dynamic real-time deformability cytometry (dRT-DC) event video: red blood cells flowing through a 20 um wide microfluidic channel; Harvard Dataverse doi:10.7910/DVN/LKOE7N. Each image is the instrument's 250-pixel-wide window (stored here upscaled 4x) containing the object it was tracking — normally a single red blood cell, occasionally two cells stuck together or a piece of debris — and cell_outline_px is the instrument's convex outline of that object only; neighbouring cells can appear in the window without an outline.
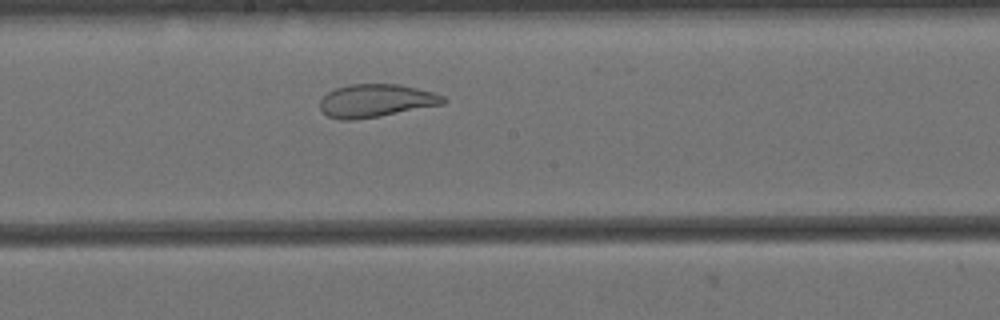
{"species": "Egyptian fruit bat (a non-hibernating species)", "species_latin": "Rousettus aegyptiacus", "temperature_condition": "cold", "stored_images_in_passage": 28, "camera_frame_rate_fps": 3000, "um_per_image_px": 0.085, "animal": {"sex": "female"}, "frame": {"image": 1, "passage_image": 20, "time_ms": 6.333, "image_size_px": [1000, 320], "cell_outline_px": [[448, 100], [444, 104], [380, 116], [352, 120], [340, 120], [328, 116], [320, 108], [320, 100], [328, 92], [336, 88], [348, 84], [400, 84], [432, 92], [444, 96]], "centroid_in_image_um": [31.97, 8.56], "position_along_channel_um": 216.2, "area_um2": 23.7}}
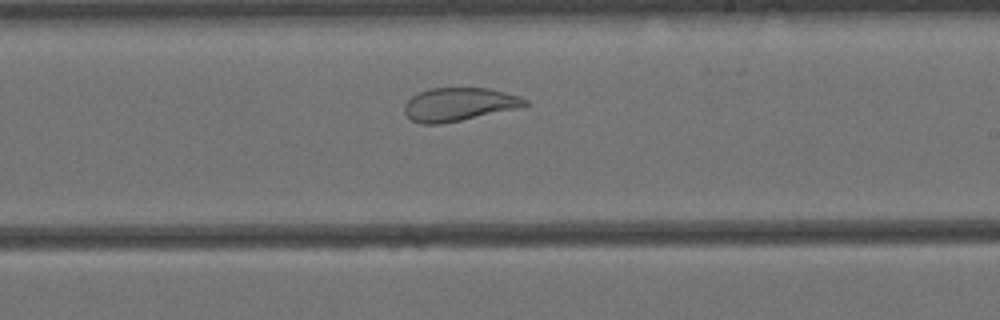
{"frame": {"image": 2, "passage_image": 23, "time_ms": 7.333, "image_size_px": [1000, 320], "cell_outline_px": [[528, 104], [520, 108], [440, 124], [420, 124], [412, 120], [404, 112], [404, 104], [412, 96], [428, 88], [488, 88], [520, 96], [528, 100]], "centroid_in_image_um": [39.01, 8.87], "position_along_channel_um": 250.0, "area_um2": 23.35}}